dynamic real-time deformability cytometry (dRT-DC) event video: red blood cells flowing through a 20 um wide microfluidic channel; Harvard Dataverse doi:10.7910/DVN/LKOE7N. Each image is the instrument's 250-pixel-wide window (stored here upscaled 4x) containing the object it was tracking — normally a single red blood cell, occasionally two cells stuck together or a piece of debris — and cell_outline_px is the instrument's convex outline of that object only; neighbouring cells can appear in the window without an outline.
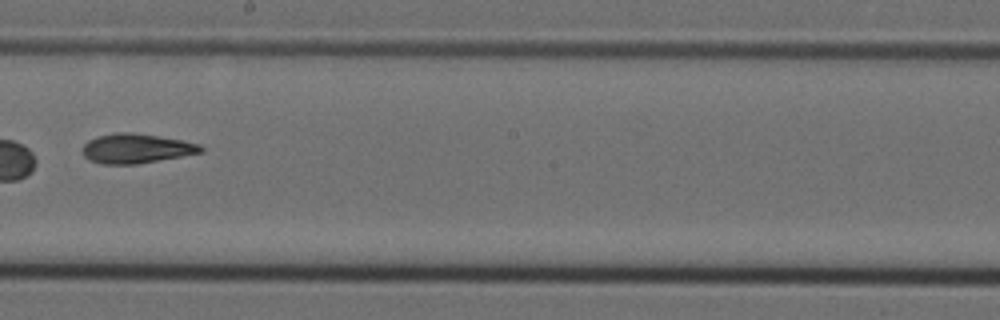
{"species": "Egyptian fruit bat (a non-hibernating species)", "species_latin": "Rousettus aegyptiacus", "temperature_condition": "cold", "stored_images_in_passage": 6, "camera_frame_rate_fps": 3000, "um_per_image_px": 0.085, "animal": {"sex": "female"}, "frame": {"image": 1, "passage_image": 5, "time_ms": 1.333, "image_size_px": [1000, 320], "cell_outline_px": [[204, 152], [136, 164], [100, 164], [88, 160], [84, 156], [80, 148], [88, 140], [100, 136], [116, 132], [132, 132], [180, 140], [200, 144], [204, 148]], "centroid_in_image_um": [11.54, 12.63], "position_along_channel_um": 236.7, "area_um2": 20.35}}
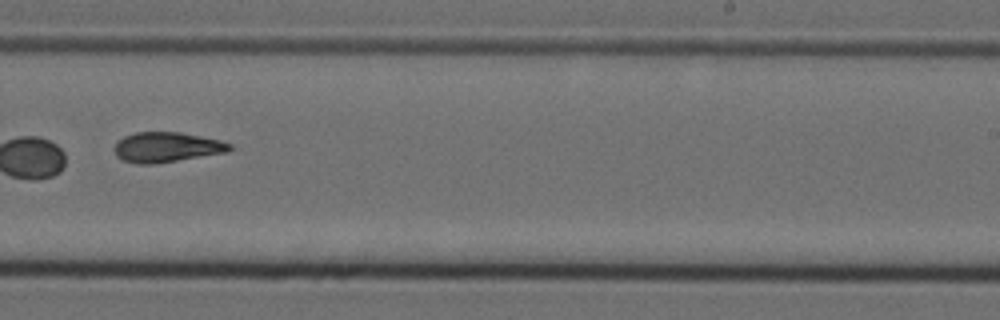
{"frame": {"image": 2, "passage_image": 6, "time_ms": 1.667, "image_size_px": [1000, 320], "cell_outline_px": [[232, 148], [228, 152], [152, 164], [136, 164], [124, 160], [116, 156], [112, 148], [116, 140], [124, 136], [136, 132], [180, 132], [220, 140], [232, 144]], "centroid_in_image_um": [14.12, 12.5], "position_along_channel_um": 274.9, "area_um2": 20.29}}